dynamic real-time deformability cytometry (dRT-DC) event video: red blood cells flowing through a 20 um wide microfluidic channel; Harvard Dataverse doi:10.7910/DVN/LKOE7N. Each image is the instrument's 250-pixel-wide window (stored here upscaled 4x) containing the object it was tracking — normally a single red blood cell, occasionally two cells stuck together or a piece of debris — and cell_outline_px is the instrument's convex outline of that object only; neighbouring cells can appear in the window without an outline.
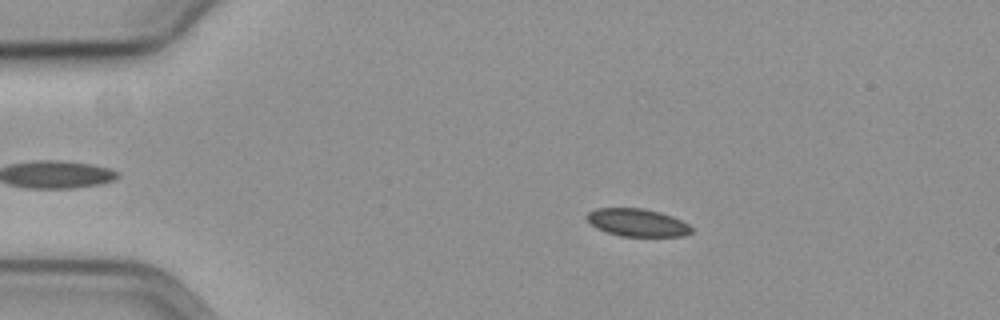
{"species": "common noctule bat (a hibernating species)", "species_latin": "Nyctalus noctula", "temperature_condition": "cold", "stored_images_in_passage": 58, "camera_frame_rate_fps": 3000, "um_per_image_px": 0.085, "animal": {"sex": "female", "body_mass_g": 19.3, "forearm_length_mm": 54.1}, "frame": {"image": 1, "passage_image": 11, "time_ms": 3.333, "image_size_px": [1000, 320], "cell_outline_px": [[692, 232], [684, 236], [620, 236], [596, 228], [584, 216], [588, 212], [596, 208], [644, 208], [660, 212], [672, 216], [688, 224], [692, 228]], "centroid_in_image_um": [54.16, 18.91], "position_along_channel_um": 30.8, "area_um2": 16.88}}
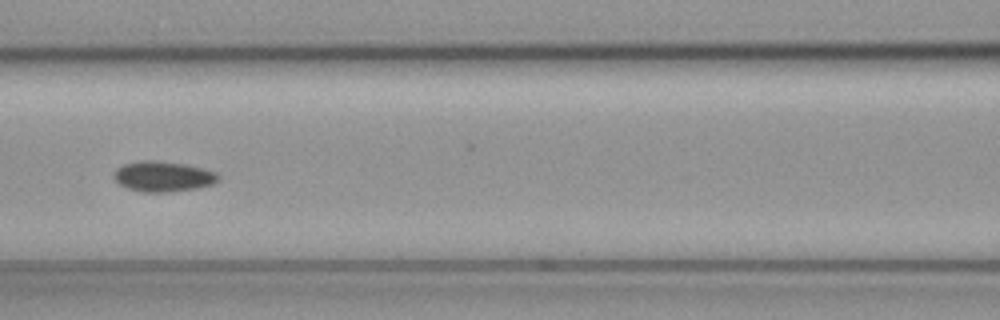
{"frame": {"image": 2, "passage_image": 26, "time_ms": 8.333, "image_size_px": [1000, 320], "cell_outline_px": [[220, 180], [212, 184], [196, 188], [172, 192], [140, 192], [128, 188], [120, 184], [112, 176], [112, 172], [116, 168], [124, 164], [144, 160], [152, 160], [184, 164], [204, 168], [216, 172], [220, 176]], "centroid_in_image_um": [13.86, 15.0], "position_along_channel_um": 152.7, "area_um2": 18.61}}
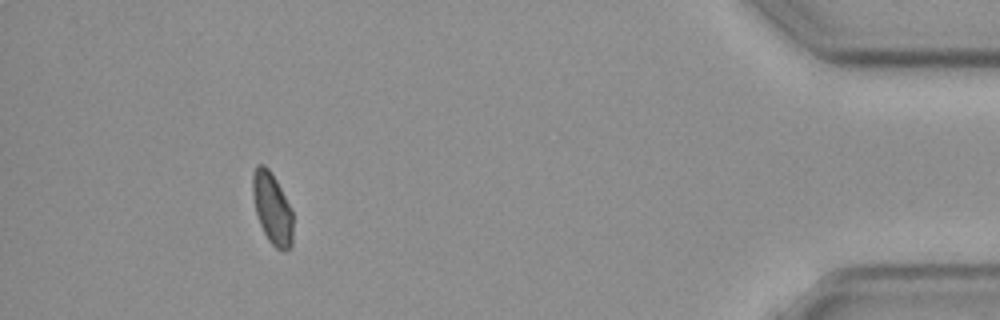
{"frame": {"image": 3, "passage_image": 53, "time_ms": 17.333, "image_size_px": [1000, 320], "cell_outline_px": [[292, 248], [276, 248], [268, 240], [260, 224], [256, 212], [252, 196], [252, 176], [256, 168], [260, 164], [264, 164], [268, 168], [276, 180], [292, 212]], "centroid_in_image_um": [23.12, 17.7], "position_along_channel_um": 412.1, "area_um2": 16.36}}